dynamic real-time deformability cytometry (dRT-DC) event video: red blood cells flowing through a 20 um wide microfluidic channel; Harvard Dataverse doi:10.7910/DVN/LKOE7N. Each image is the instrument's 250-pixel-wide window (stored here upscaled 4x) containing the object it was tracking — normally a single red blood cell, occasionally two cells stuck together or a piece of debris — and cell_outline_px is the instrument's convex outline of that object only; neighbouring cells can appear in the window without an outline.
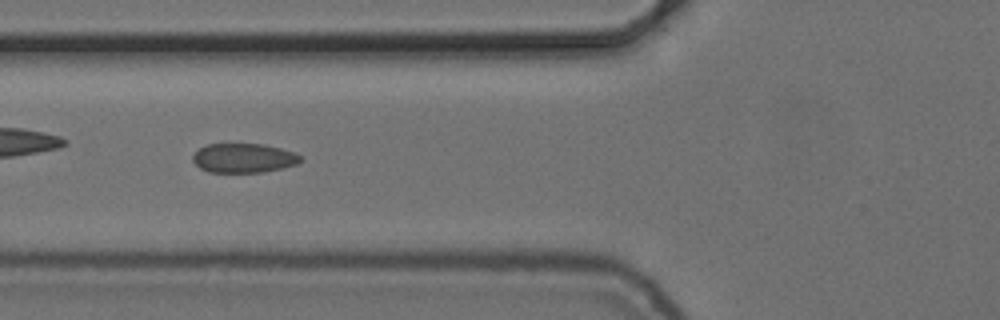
{"species": "common noctule bat (a hibernating species)", "species_latin": "Nyctalus noctula", "temperature_condition": "cold", "stored_images_in_passage": 41, "camera_frame_rate_fps": 3000, "um_per_image_px": 0.085, "animal": {"sex": "female", "body_mass_g": 24.6, "forearm_length_mm": 56.2}, "frame": {"image": 1, "passage_image": 7, "time_ms": 2.0, "image_size_px": [1000, 320], "cell_outline_px": [[304, 160], [296, 164], [264, 172], [208, 172], [200, 168], [192, 160], [192, 156], [200, 148], [208, 144], [264, 144], [296, 152]], "centroid_in_image_um": [20.73, 13.43], "position_along_channel_um": 105.1, "area_um2": 18.38}}
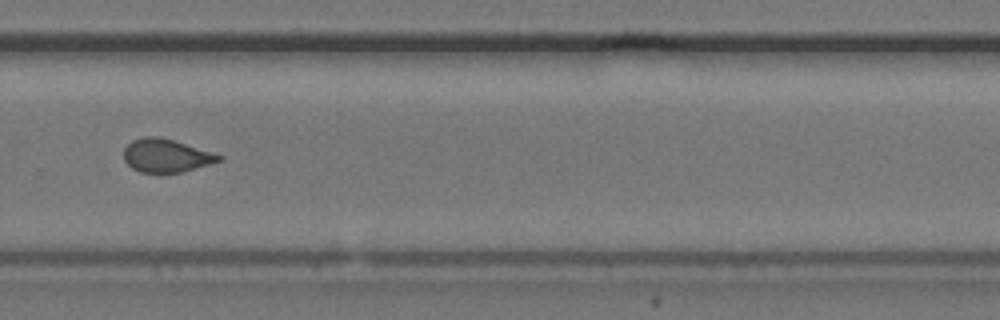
{"frame": {"image": 2, "passage_image": 24, "time_ms": 7.667, "image_size_px": [1000, 320], "cell_outline_px": [[224, 160], [184, 172], [160, 176], [140, 172], [132, 168], [124, 160], [124, 148], [132, 140], [144, 136], [160, 136], [224, 156]], "centroid_in_image_um": [14.12, 13.27], "position_along_channel_um": 315.7, "area_um2": 19.07}, "authors_computed_cell_mechanics": {"area_um2": 18.7272, "velocity_mm_per_s": 3.7137, "shape_relaxation_time_tau1_ms": 9.3144, "shape_relaxation_time_tau2_ms": 1.08, "deformation_change_tau1": 0.1577, "deformation_change_tau2": 0.0531}}